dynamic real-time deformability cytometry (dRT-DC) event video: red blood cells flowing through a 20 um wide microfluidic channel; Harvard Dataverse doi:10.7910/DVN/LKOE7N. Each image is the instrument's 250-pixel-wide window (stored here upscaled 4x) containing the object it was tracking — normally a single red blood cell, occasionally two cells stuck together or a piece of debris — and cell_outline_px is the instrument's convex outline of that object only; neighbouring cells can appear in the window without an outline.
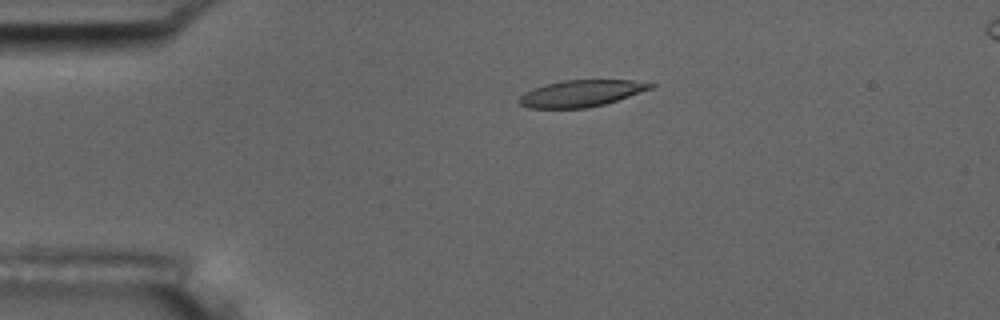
{"species": "common noctule bat (a hibernating species)", "species_latin": "Nyctalus noctula", "temperature_condition": "room temperature", "stored_images_in_passage": 47, "camera_frame_rate_fps": 3000, "um_per_image_px": 0.085, "animal": {"sex": "male", "body_mass_g": 17.5, "forearm_length_mm": 52.3}, "frame": {"image": 1, "passage_image": 3, "time_ms": 0.667, "image_size_px": [1000, 320], "cell_outline_px": [[656, 84], [652, 88], [604, 104], [584, 108], [528, 108], [520, 104], [516, 100], [524, 92], [548, 84], [564, 80], [632, 80]], "centroid_in_image_um": [49.37, 7.94], "position_along_channel_um": 35.6, "area_um2": 20.06}}
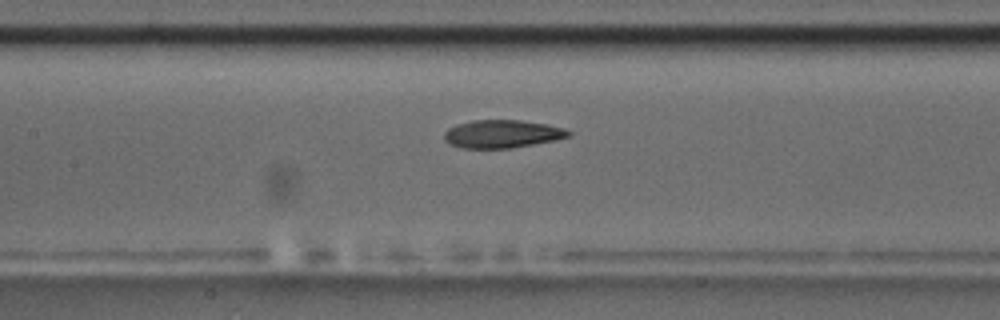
{"frame": {"image": 2, "passage_image": 17, "time_ms": 5.333, "image_size_px": [1000, 320], "cell_outline_px": [[572, 132], [568, 136], [556, 140], [512, 148], [460, 148], [448, 144], [444, 140], [444, 132], [448, 128], [456, 124], [472, 120], [520, 120], [548, 124], [564, 128]], "centroid_in_image_um": [42.65, 11.38], "position_along_channel_um": 164.7, "area_um2": 20.46}}
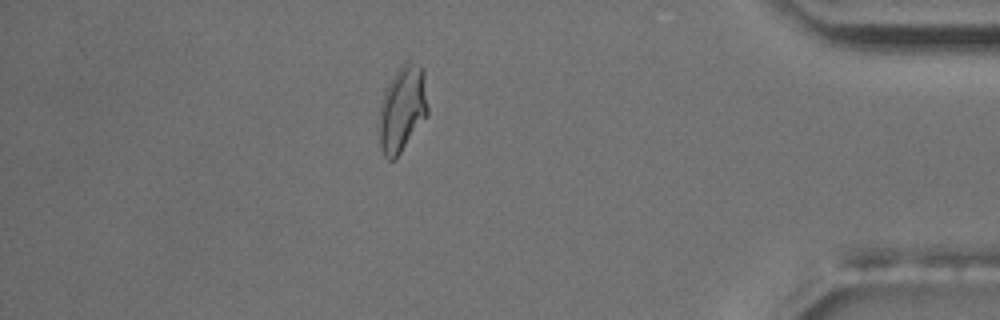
{"frame": {"image": 3, "passage_image": 40, "time_ms": 13.0, "image_size_px": [1000, 320], "cell_outline_px": [[428, 116], [396, 160], [388, 160], [384, 156], [380, 144], [380, 104], [384, 92], [392, 76], [404, 60], [408, 60], [420, 64], [424, 68], [428, 108]], "centroid_in_image_um": [34.23, 9.23], "position_along_channel_um": 401.0, "area_um2": 24.91}, "authors_computed_cell_mechanics": {"area_um2": 20.808, "velocity_mm_per_s": 3.5911, "shape_relaxation_time_tau1_ms": 4.8647, "shape_relaxation_time_tau2_ms": 2.2366, "deformation_change_tau1": 0.158, "deformation_change_tau2": 0.08}}